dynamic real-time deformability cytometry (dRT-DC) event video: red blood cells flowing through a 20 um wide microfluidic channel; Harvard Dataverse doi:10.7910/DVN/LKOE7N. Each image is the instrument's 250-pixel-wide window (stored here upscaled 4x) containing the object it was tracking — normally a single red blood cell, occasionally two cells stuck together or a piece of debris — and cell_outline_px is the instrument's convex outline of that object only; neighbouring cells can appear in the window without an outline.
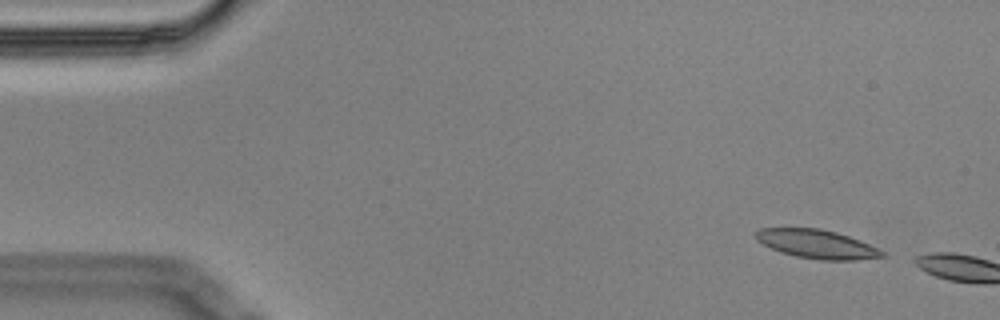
{"species": "Egyptian fruit bat (a non-hibernating species)", "species_latin": "Rousettus aegyptiacus", "temperature_condition": "cold", "stored_images_in_passage": 5, "segment_of_instrument_passage": [2, 2], "camera_frame_rate_fps": 3000, "um_per_image_px": 0.085, "animal": {"sex": "male"}, "frame": {"image": 1, "passage_image": 5, "time_ms": 1.333, "image_size_px": [1000, 320], "cell_outline_px": [[884, 256], [856, 260], [820, 260], [796, 256], [780, 252], [756, 240], [756, 232], [760, 228], [820, 228], [836, 232], [860, 240], [884, 252]], "centroid_in_image_um": [69.41, 20.74], "position_along_channel_um": 15.6, "area_um2": 20.92}}